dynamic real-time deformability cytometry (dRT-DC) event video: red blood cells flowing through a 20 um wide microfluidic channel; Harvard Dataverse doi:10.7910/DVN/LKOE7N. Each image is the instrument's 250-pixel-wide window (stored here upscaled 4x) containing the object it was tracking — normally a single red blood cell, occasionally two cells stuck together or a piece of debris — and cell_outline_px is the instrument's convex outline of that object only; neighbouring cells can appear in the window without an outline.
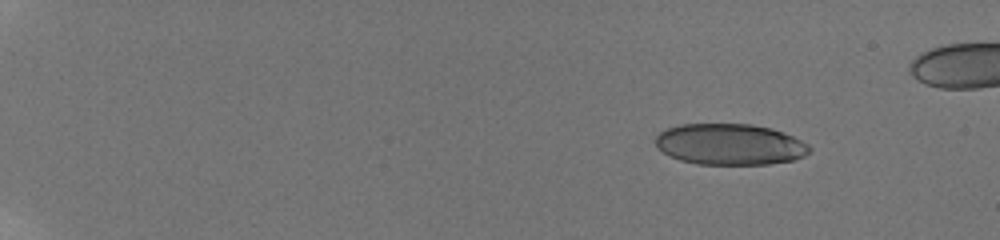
{"species": "human", "species_latin": "Homo sapiens", "temperature_condition": "room temperature", "stored_images_in_passage": 15, "camera_frame_rate_fps": 3000, "um_per_image_px": 0.085, "donor": {"sex": "male"}, "frame": {"image": 1, "passage_image": 5, "time_ms": 2.0, "image_size_px": [1000, 240], "cell_outline_px": [[812, 148], [804, 156], [792, 160], [768, 164], [696, 164], [680, 160], [668, 156], [656, 148], [656, 136], [660, 132], [668, 128], [680, 124], [752, 124], [772, 128], [792, 136], [808, 144]], "centroid_in_image_um": [62.01, 12.27], "position_along_channel_um": 23.0, "area_um2": 36.99}}
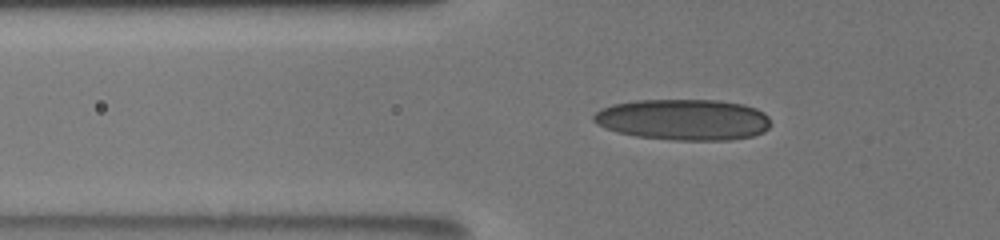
{"frame": {"image": 2, "passage_image": 13, "time_ms": 7.0, "image_size_px": [1000, 240], "cell_outline_px": [[772, 124], [764, 132], [752, 136], [732, 140], [676, 140], [636, 136], [616, 132], [604, 128], [596, 124], [592, 120], [592, 116], [600, 108], [612, 104], [636, 100], [716, 100], [744, 104], [756, 108], [764, 112], [768, 116]], "centroid_in_image_um": [58.09, 10.17], "position_along_channel_um": 67.7, "area_um2": 42.83}}